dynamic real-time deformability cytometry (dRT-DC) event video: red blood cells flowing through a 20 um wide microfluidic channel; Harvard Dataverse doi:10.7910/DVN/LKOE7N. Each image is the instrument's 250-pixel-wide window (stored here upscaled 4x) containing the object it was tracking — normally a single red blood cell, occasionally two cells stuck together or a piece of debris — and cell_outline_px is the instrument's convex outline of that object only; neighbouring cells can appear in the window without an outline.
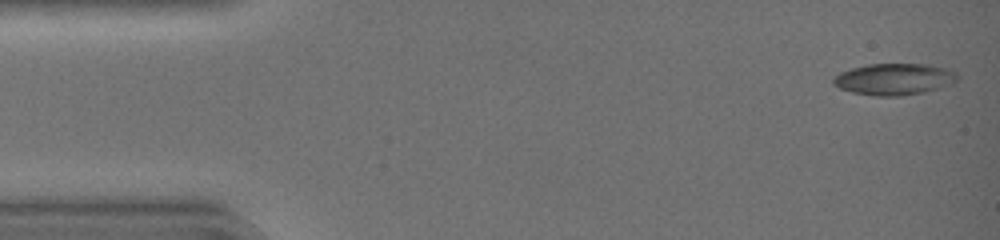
{"species": "common noctule bat (a hibernating species)", "species_latin": "Nyctalus noctula", "temperature_condition": "warm", "stored_images_in_passage": 43, "camera_frame_rate_fps": 3000, "um_per_image_px": 0.085, "animal": {"sex": "female", "body_mass_g": 19.0, "forearm_length_mm": 51.5}, "frame": {"image": 1, "passage_image": 1, "time_ms": 0.0, "image_size_px": [1000, 240], "cell_outline_px": [[960, 76], [956, 80], [948, 84], [924, 92], [900, 96], [876, 96], [852, 92], [840, 88], [832, 84], [832, 80], [840, 72], [852, 68], [868, 64], [928, 64], [944, 68]], "centroid_in_image_um": [75.95, 6.73], "position_along_channel_um": 9.0, "area_um2": 22.48}}
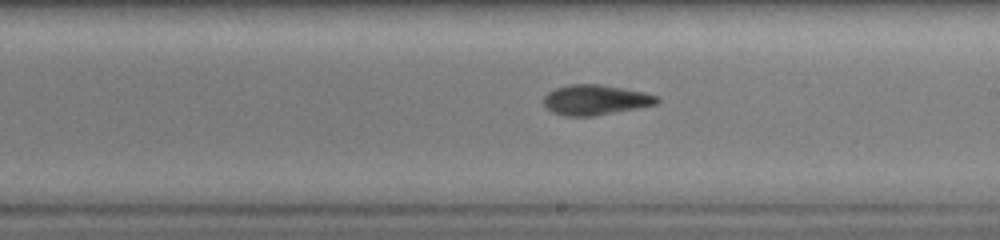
{"frame": {"image": 2, "passage_image": 25, "time_ms": 8.0, "image_size_px": [1000, 240], "cell_outline_px": [[660, 100], [656, 104], [640, 108], [592, 116], [564, 116], [552, 112], [544, 108], [544, 96], [548, 92], [556, 88], [568, 84], [600, 84], [624, 88], [644, 92], [656, 96]], "centroid_in_image_um": [50.59, 8.49], "position_along_channel_um": 238.4, "area_um2": 20.06}}
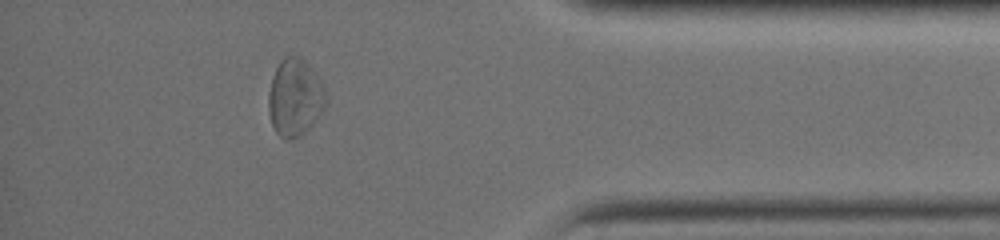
{"frame": {"image": 3, "passage_image": 38, "time_ms": 12.333, "image_size_px": [1000, 240], "cell_outline_px": [[328, 100], [324, 108], [312, 124], [304, 132], [292, 140], [284, 140], [276, 132], [272, 124], [268, 112], [268, 92], [272, 76], [280, 60], [284, 56], [300, 56], [312, 68], [320, 80], [328, 96]], "centroid_in_image_um": [25.06, 8.28], "position_along_channel_um": 410.1, "area_um2": 26.07}, "authors_computed_cell_mechanics": {"area_um2": 20.7502, "velocity_mm_per_s": 4.3926, "shape_relaxation_time_tau1_ms": 4.8259, "shape_relaxation_time_tau2_ms": 5.2971, "deformation_change_tau1": 0.1603, "deformation_change_tau2": 0.1469}}